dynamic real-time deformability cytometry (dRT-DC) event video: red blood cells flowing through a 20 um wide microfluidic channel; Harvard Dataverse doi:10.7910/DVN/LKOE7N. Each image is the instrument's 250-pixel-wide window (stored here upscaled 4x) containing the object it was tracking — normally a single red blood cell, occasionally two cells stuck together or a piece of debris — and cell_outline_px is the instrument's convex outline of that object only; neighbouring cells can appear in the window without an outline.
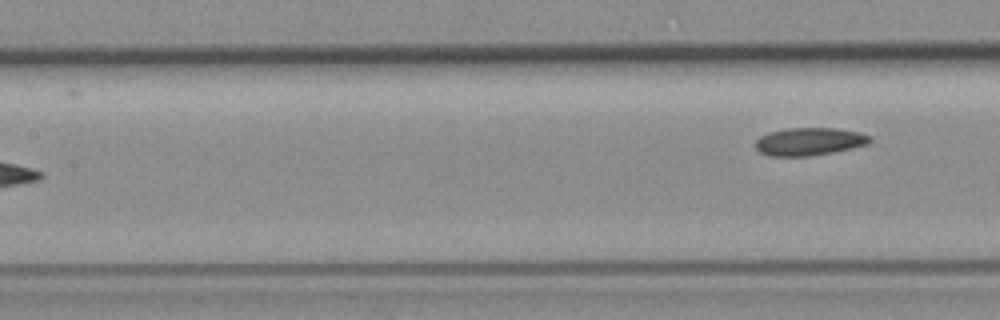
{"species": "common noctule bat (a hibernating species)", "species_latin": "Nyctalus noctula", "temperature_condition": "room temperature", "stored_images_in_passage": 8, "segment_of_instrument_passage": [2, 2], "camera_frame_rate_fps": 3000, "um_per_image_px": 0.085, "animal": {"sex": "female", "body_mass_g": 19.3, "forearm_length_mm": 54.1}, "frame": {"image": 1, "passage_image": 8, "time_ms": 8.333, "image_size_px": [1000, 320], "cell_outline_px": [[872, 140], [868, 144], [852, 148], [812, 156], [768, 156], [760, 152], [756, 148], [756, 140], [760, 136], [768, 132], [788, 128], [836, 128], [860, 132], [872, 136]], "centroid_in_image_um": [68.8, 12.03], "position_along_channel_um": 138.6, "area_um2": 18.67}}